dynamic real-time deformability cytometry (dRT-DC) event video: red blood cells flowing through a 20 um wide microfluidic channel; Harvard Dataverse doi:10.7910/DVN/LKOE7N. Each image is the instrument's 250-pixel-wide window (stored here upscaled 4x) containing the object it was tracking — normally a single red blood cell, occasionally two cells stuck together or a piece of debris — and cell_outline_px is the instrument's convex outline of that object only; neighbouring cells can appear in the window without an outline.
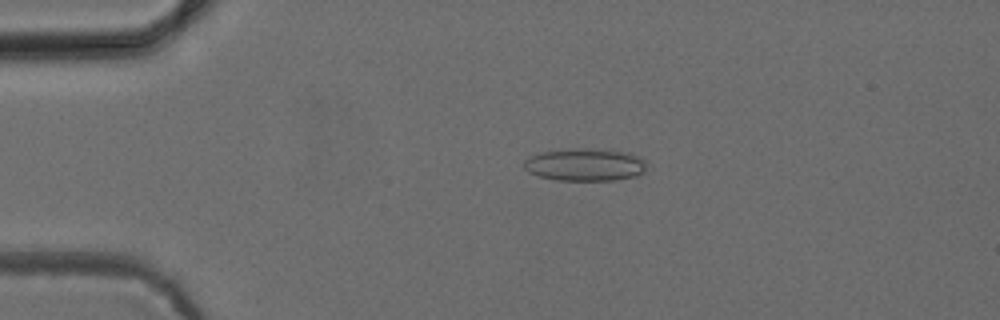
{"species": "common noctule bat (a hibernating species)", "species_latin": "Nyctalus noctula", "temperature_condition": "cold", "stored_images_in_passage": 51, "camera_frame_rate_fps": 3000, "um_per_image_px": 0.085, "animal": {"sex": "female", "body_mass_g": 24.6, "forearm_length_mm": 56.2}, "frame": {"image": 1, "passage_image": 11, "time_ms": 3.333, "image_size_px": [1000, 320], "cell_outline_px": [[644, 172], [636, 176], [616, 180], [556, 180], [540, 176], [528, 172], [524, 168], [524, 160], [540, 152], [572, 148], [584, 148], [628, 152], [640, 156], [644, 160]], "centroid_in_image_um": [49.72, 13.99], "position_along_channel_um": 35.3, "area_um2": 23.24}}
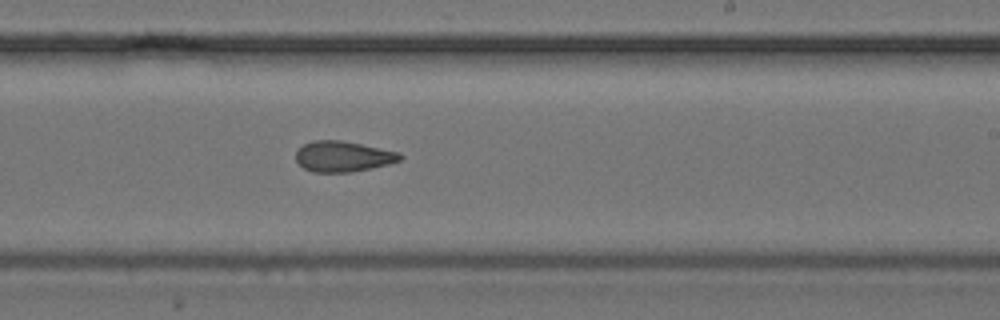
{"frame": {"image": 2, "passage_image": 31, "time_ms": 10.0, "image_size_px": [1000, 320], "cell_outline_px": [[404, 156], [400, 160], [388, 164], [372, 168], [352, 172], [312, 172], [304, 168], [296, 160], [296, 152], [304, 144], [312, 140], [340, 140], [400, 152]], "centroid_in_image_um": [29.17, 13.3], "position_along_channel_um": 259.8, "area_um2": 18.55}}
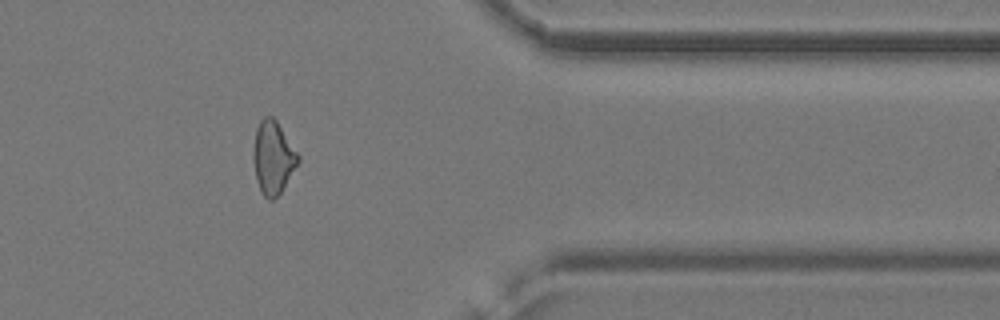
{"frame": {"image": 3, "passage_image": 42, "time_ms": 13.667, "image_size_px": [1000, 320], "cell_outline_px": [[300, 160], [280, 192], [272, 200], [268, 200], [264, 196], [256, 180], [252, 156], [256, 128], [260, 120], [264, 116], [272, 116], [276, 120], [300, 156]], "centroid_in_image_um": [23.19, 13.37], "position_along_channel_um": 388.2, "area_um2": 18.84}}